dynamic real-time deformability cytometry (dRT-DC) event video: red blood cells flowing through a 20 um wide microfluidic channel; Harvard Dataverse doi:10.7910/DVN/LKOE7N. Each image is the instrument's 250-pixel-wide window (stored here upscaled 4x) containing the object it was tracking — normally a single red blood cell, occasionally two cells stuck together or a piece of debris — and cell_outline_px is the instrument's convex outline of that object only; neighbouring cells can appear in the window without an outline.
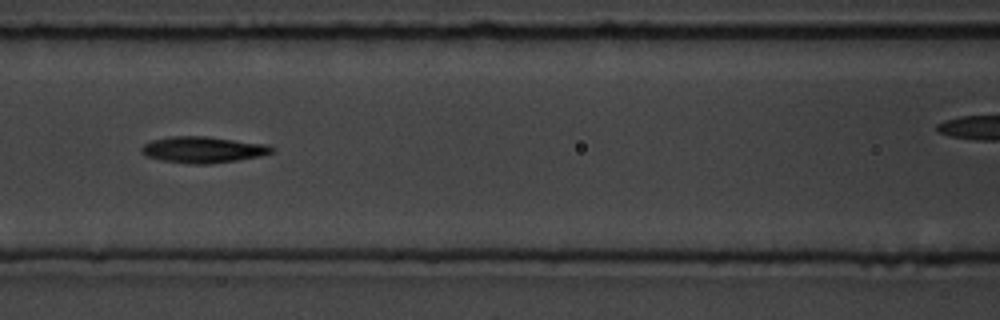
{"species": "common noctule bat (a hibernating species)", "species_latin": "Nyctalus noctula", "temperature_condition": "room temperature", "stored_images_in_passage": 10, "camera_frame_rate_fps": 3000, "um_per_image_px": 0.085, "animal": {"sex": "male", "body_mass_g": 19.5, "forearm_length_mm": 54.6}, "frame": {"image": 1, "passage_image": 7, "time_ms": 8.0, "image_size_px": [1000, 320], "cell_outline_px": [[276, 148], [272, 152], [260, 156], [236, 160], [208, 164], [188, 164], [160, 160], [148, 156], [140, 152], [140, 148], [144, 144], [152, 140], [172, 136], [204, 136], [268, 144]], "centroid_in_image_um": [17.25, 12.72], "position_along_channel_um": 149.4, "area_um2": 19.94}}